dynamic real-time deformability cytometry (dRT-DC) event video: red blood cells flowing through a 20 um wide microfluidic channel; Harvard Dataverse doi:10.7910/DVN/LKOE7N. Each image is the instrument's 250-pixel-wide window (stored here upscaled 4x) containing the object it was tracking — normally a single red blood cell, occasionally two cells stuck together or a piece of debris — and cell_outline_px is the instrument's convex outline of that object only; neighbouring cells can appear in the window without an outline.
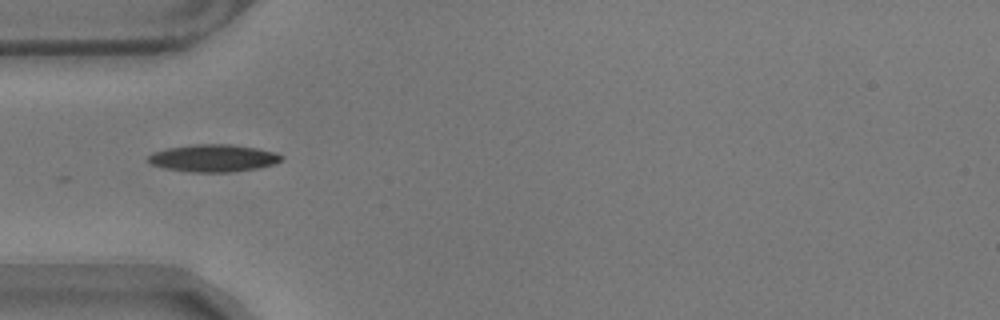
{"species": "common noctule bat (a hibernating species)", "species_latin": "Nyctalus noctula", "temperature_condition": "warm", "stored_images_in_passage": 40, "camera_frame_rate_fps": 3000, "um_per_image_px": 0.085, "animal": {"sex": "male", "body_mass_g": 17.9}, "frame": {"image": 1, "passage_image": 1, "time_ms": 0.0, "image_size_px": [1000, 320], "cell_outline_px": [[284, 160], [276, 164], [256, 168], [228, 172], [192, 172], [164, 168], [148, 164], [148, 156], [152, 152], [168, 148], [196, 144], [232, 144], [256, 148], [276, 152], [284, 156]], "centroid_in_image_um": [18.15, 13.44], "position_along_channel_um": 66.8, "area_um2": 21.39}}
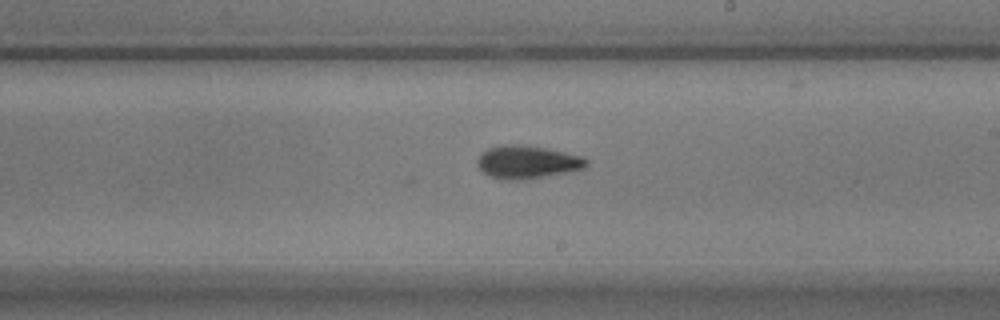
{"frame": {"image": 2, "passage_image": 16, "time_ms": 5.0, "image_size_px": [1000, 320], "cell_outline_px": [[588, 164], [584, 168], [544, 176], [516, 180], [508, 180], [488, 176], [476, 164], [476, 160], [488, 148], [504, 144], [520, 144], [544, 148], [584, 156], [588, 160]], "centroid_in_image_um": [44.8, 13.76], "position_along_channel_um": 244.2, "area_um2": 20.69}}
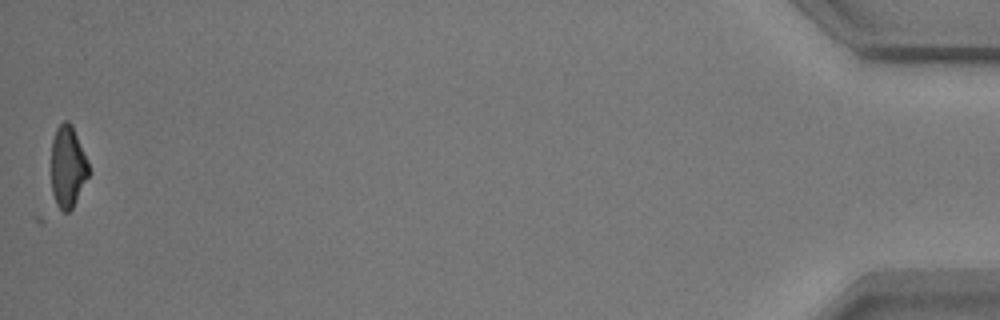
{"frame": {"image": 3, "passage_image": 40, "time_ms": 13.0, "image_size_px": [1000, 320], "cell_outline_px": [[92, 172], [72, 208], [68, 212], [64, 212], [56, 208], [52, 192], [52, 140], [56, 128], [64, 120], [68, 120], [72, 124], [88, 160]], "centroid_in_image_um": [5.79, 14.19], "position_along_channel_um": 429.4, "area_um2": 18.32}, "authors_computed_cell_mechanics": {"area_um2": 19.1607, "velocity_mm_per_s": 3.5299, "shape_relaxation_time_tau1_ms": 5.8054, "shape_relaxation_time_tau2_ms": 1.6544, "deformation_change_tau1": 0.2217, "deformation_change_tau2": 0.0798}}